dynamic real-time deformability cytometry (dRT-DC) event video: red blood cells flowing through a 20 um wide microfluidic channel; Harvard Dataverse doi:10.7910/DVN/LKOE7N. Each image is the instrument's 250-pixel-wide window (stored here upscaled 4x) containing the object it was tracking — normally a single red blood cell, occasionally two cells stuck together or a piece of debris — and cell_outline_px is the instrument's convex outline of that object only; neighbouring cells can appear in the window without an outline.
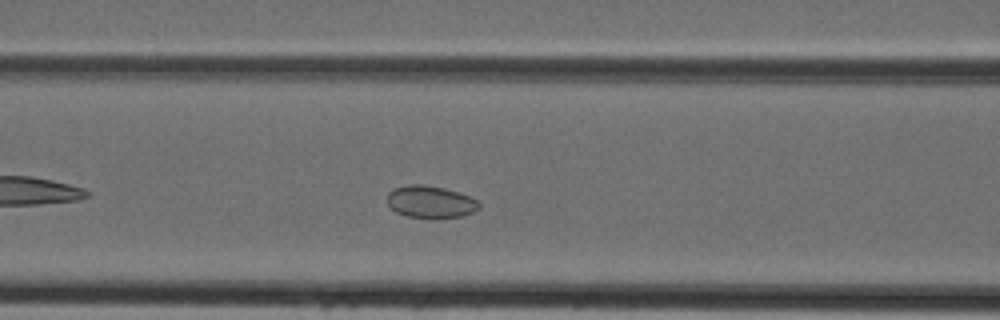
{"species": "Egyptian fruit bat (a non-hibernating species)", "species_latin": "Rousettus aegyptiacus", "temperature_condition": "cold", "stored_images_in_passage": 26, "camera_frame_rate_fps": 3000, "um_per_image_px": 0.085, "animal": {"sex": "female"}, "frame": {"image": 1, "passage_image": 5, "time_ms": 1.333, "image_size_px": [1000, 320], "cell_outline_px": [[480, 208], [464, 216], [436, 220], [408, 216], [396, 212], [388, 204], [388, 192], [392, 188], [408, 184], [424, 184], [444, 188], [472, 196], [480, 204]], "centroid_in_image_um": [36.61, 17.17], "position_along_channel_um": 130.0, "area_um2": 17.74}}
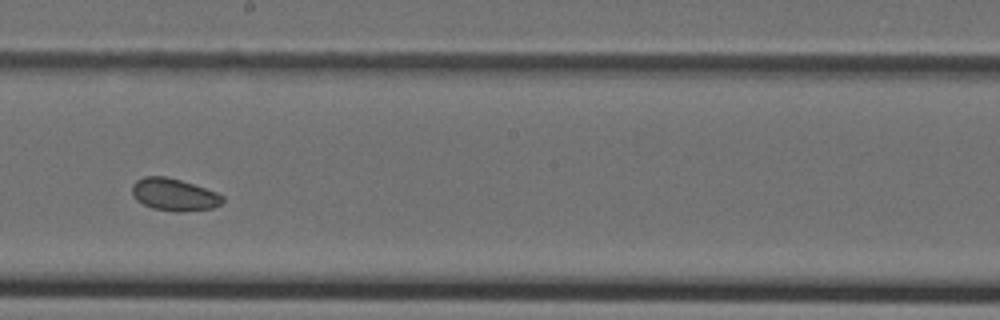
{"frame": {"image": 2, "passage_image": 12, "time_ms": 3.667, "image_size_px": [1000, 320], "cell_outline_px": [[224, 200], [220, 204], [212, 208], [152, 208], [136, 200], [132, 196], [132, 184], [136, 180], [144, 176], [164, 176], [180, 180], [216, 192], [224, 196]], "centroid_in_image_um": [14.73, 16.47], "position_along_channel_um": 233.5, "area_um2": 16.07}}
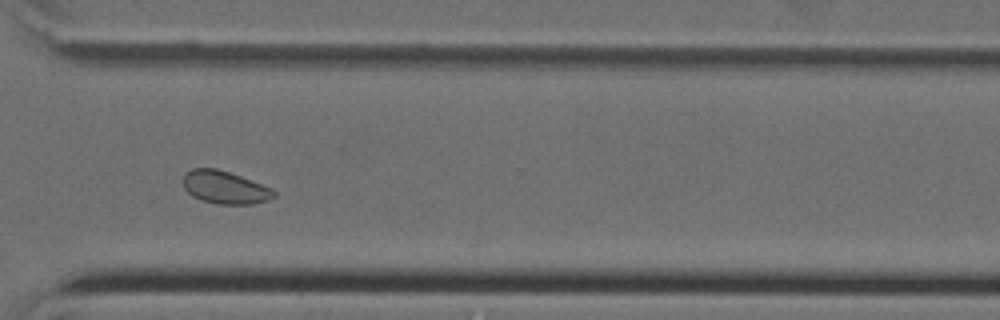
{"frame": {"image": 3, "passage_image": 20, "time_ms": 6.333, "image_size_px": [1000, 320], "cell_outline_px": [[276, 196], [268, 200], [252, 204], [216, 204], [200, 200], [192, 196], [184, 188], [184, 172], [192, 168], [216, 168], [240, 176], [272, 188], [276, 192]], "centroid_in_image_um": [19.1, 15.93], "position_along_channel_um": 351.5, "area_um2": 17.4}}